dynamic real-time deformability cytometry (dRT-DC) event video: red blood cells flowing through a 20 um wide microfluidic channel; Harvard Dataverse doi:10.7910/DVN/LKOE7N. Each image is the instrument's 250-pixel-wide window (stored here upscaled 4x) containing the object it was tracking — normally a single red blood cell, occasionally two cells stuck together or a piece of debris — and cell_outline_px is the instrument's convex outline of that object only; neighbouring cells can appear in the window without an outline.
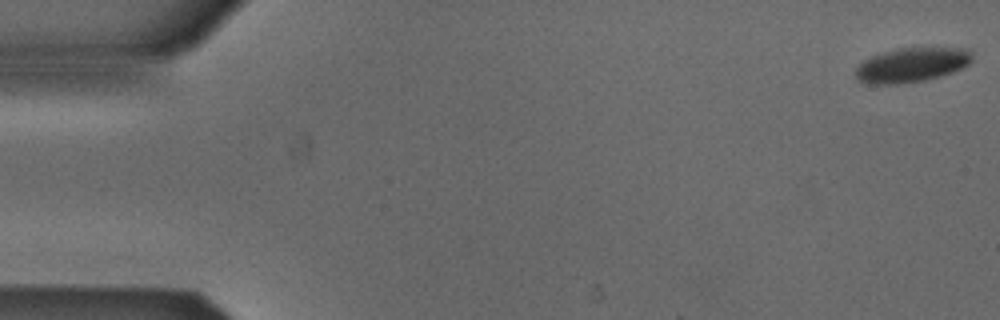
{"species": "Egyptian fruit bat (a non-hibernating species)", "species_latin": "Rousettus aegyptiacus", "temperature_condition": "cold", "stored_images_in_passage": 3, "camera_frame_rate_fps": 3000, "um_per_image_px": 0.085, "animal": {"sex": "male"}, "frame": {"image": 1, "passage_image": 1, "time_ms": 0.0, "image_size_px": [1000, 320], "cell_outline_px": [[972, 60], [964, 68], [940, 76], [924, 80], [896, 84], [872, 84], [856, 80], [856, 68], [864, 60], [872, 56], [896, 48], [968, 48], [972, 52]], "centroid_in_image_um": [77.51, 5.51], "position_along_channel_um": 7.5, "area_um2": 23.35}}